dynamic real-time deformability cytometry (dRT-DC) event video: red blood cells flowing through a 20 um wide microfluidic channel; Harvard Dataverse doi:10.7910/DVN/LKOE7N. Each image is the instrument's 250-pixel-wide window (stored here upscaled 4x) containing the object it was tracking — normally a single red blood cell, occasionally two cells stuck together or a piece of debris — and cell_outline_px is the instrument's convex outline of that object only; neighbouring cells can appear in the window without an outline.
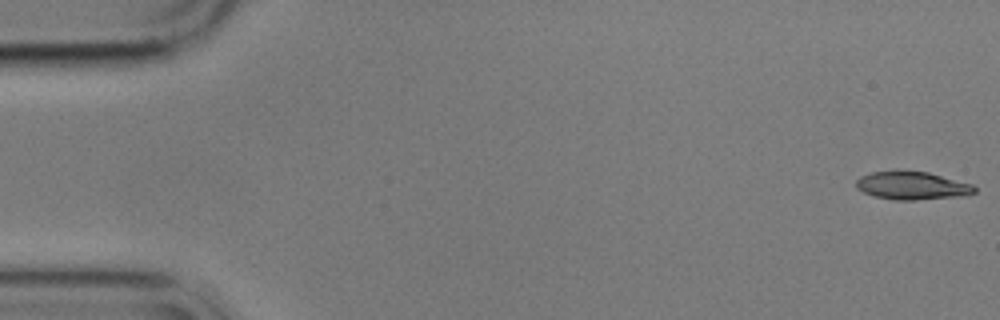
{"species": "common noctule bat (a hibernating species)", "species_latin": "Nyctalus noctula", "temperature_condition": "cold", "stored_images_in_passage": 51, "camera_frame_rate_fps": 3000, "um_per_image_px": 0.085, "animal": {"sex": "male", "body_mass_g": 17.9}, "frame": {"image": 1, "passage_image": 1, "time_ms": 0.0, "image_size_px": [1000, 320], "cell_outline_px": [[976, 192], [964, 196], [916, 200], [892, 200], [872, 196], [856, 188], [856, 180], [860, 176], [872, 172], [928, 172], [972, 184], [976, 188]], "centroid_in_image_um": [77.53, 15.81], "position_along_channel_um": 7.5, "area_um2": 19.19}}
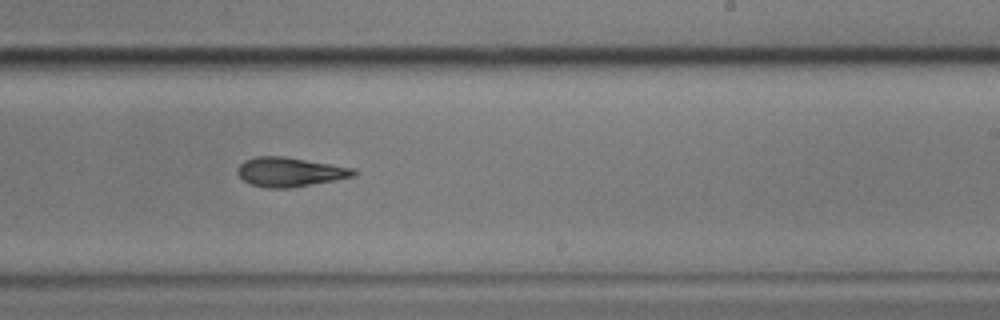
{"frame": {"image": 2, "passage_image": 34, "time_ms": 11.0, "image_size_px": [1000, 320], "cell_outline_px": [[356, 176], [336, 180], [288, 188], [268, 188], [252, 184], [244, 180], [236, 172], [236, 168], [244, 160], [256, 156], [284, 156], [356, 168]], "centroid_in_image_um": [24.65, 14.6], "position_along_channel_um": 264.4, "area_um2": 19.88}}
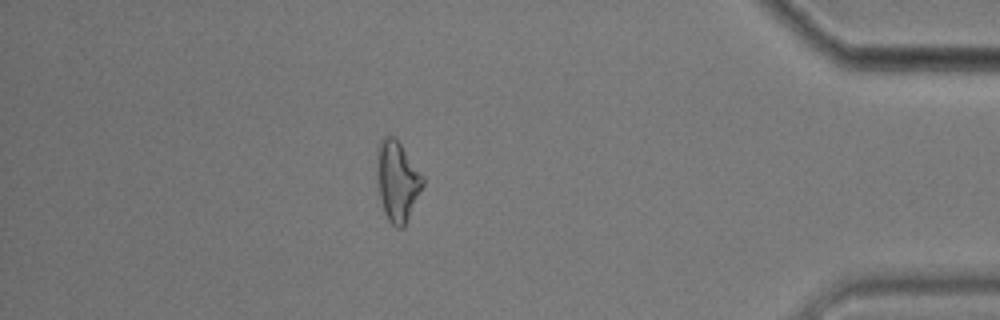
{"frame": {"image": 3, "passage_image": 49, "time_ms": 16.0, "image_size_px": [1000, 320], "cell_outline_px": [[424, 184], [404, 228], [396, 228], [388, 220], [384, 212], [380, 200], [376, 180], [376, 148], [380, 140], [384, 136], [392, 136], [400, 144], [424, 176]], "centroid_in_image_um": [33.74, 15.4], "position_along_channel_um": 401.5, "area_um2": 21.73}, "authors_computed_cell_mechanics": {"area_um2": 19.941, "velocity_mm_per_s": 3.5465, "shape_relaxation_time_tau1_ms": 4.5885, "shape_relaxation_time_tau2_ms": 6.4569, "deformation_change_tau1": 0.1618, "deformation_change_tau2": 0.1787}}